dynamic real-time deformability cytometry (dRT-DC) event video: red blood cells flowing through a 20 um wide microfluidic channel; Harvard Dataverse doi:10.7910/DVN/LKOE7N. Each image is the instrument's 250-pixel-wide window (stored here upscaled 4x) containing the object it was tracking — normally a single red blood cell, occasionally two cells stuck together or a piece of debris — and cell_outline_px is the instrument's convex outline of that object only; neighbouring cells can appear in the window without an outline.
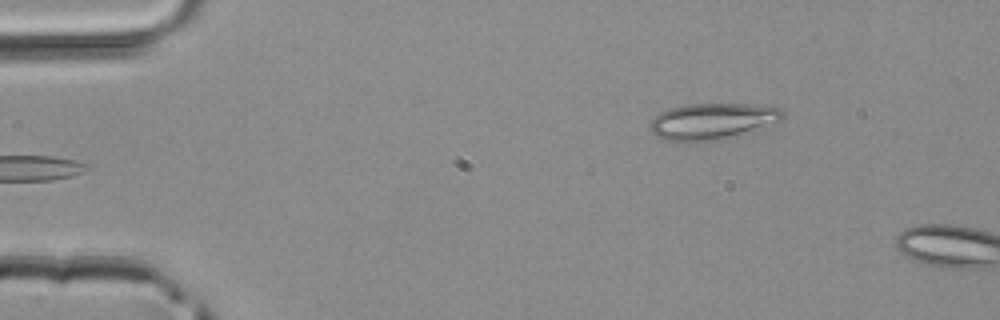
{"species": "common noctule bat (a hibernating species)", "species_latin": "Nyctalus noctula", "temperature_condition": "room temperature", "stored_images_in_passage": 4, "camera_frame_rate_fps": 3000, "um_per_image_px": 0.085, "animal": {"sex": "male", "body_mass_g": 20.4}, "frame": {"image": 1, "passage_image": 4, "time_ms": 1.0, "image_size_px": [1000, 320], "cell_outline_px": [[784, 120], [728, 140], [692, 144], [664, 140], [656, 136], [652, 132], [648, 124], [660, 112], [668, 108], [688, 104], [764, 104], [780, 108], [784, 112]], "centroid_in_image_um": [60.58, 10.35], "position_along_channel_um": 24.4, "area_um2": 29.36}}